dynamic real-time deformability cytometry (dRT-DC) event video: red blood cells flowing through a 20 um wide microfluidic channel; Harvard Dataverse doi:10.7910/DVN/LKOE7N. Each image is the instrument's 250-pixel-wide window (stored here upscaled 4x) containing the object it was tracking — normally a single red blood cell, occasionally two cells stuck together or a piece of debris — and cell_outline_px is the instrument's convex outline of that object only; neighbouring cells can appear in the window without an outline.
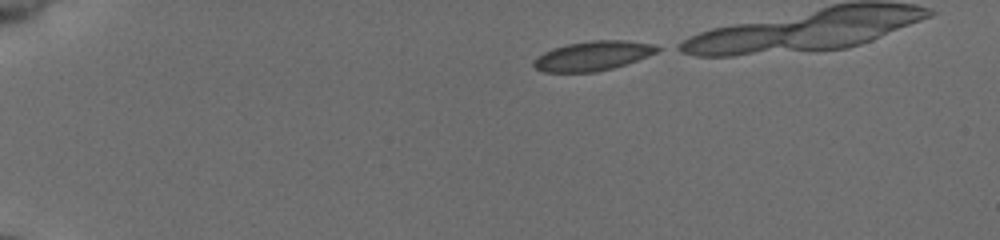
{"species": "common noctule bat (a hibernating species)", "species_latin": "Nyctalus noctula", "temperature_condition": "cold", "stored_images_in_passage": 37, "camera_frame_rate_fps": 3000, "um_per_image_px": 0.085, "animal": {"sex": "female", "body_mass_g": 19.5, "forearm_length_mm": 54.1}, "frame": {"image": 1, "passage_image": 1, "time_ms": 0.0, "image_size_px": [1000, 240], "cell_outline_px": [[660, 48], [656, 52], [648, 56], [612, 68], [596, 72], [544, 72], [536, 68], [532, 64], [532, 60], [544, 52], [552, 48], [568, 44], [592, 40], [624, 40], [652, 44]], "centroid_in_image_um": [50.34, 4.75], "position_along_channel_um": 34.7, "area_um2": 21.04}}
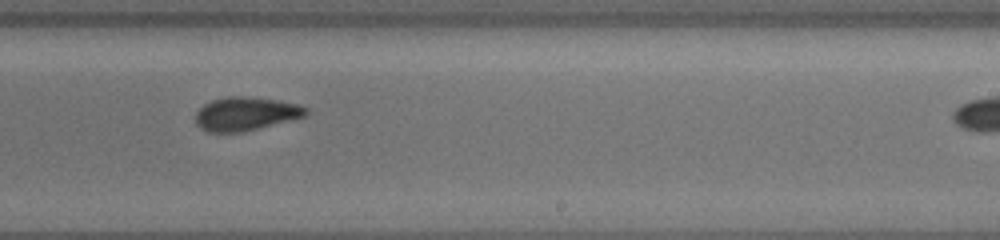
{"frame": {"image": 2, "passage_image": 25, "time_ms": 8.0, "image_size_px": [1000, 240], "cell_outline_px": [[308, 112], [304, 116], [244, 132], [208, 132], [200, 128], [196, 124], [196, 112], [204, 104], [212, 100], [228, 96], [248, 96], [276, 100], [296, 104], [308, 108]], "centroid_in_image_um": [20.85, 9.67], "position_along_channel_um": 268.2, "area_um2": 21.44}}
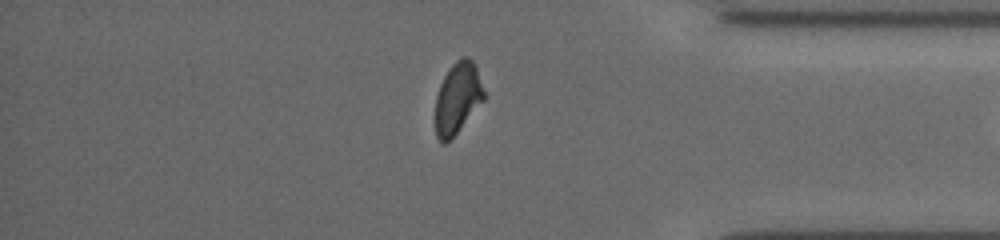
{"frame": {"image": 3, "passage_image": 36, "time_ms": 11.667, "image_size_px": [1000, 240], "cell_outline_px": [[484, 100], [456, 132], [444, 144], [440, 144], [436, 136], [436, 96], [440, 84], [444, 76], [452, 64], [460, 56], [468, 56], [476, 64], [484, 92]], "centroid_in_image_um": [38.89, 8.29], "position_along_channel_um": 396.3, "area_um2": 20.0}}